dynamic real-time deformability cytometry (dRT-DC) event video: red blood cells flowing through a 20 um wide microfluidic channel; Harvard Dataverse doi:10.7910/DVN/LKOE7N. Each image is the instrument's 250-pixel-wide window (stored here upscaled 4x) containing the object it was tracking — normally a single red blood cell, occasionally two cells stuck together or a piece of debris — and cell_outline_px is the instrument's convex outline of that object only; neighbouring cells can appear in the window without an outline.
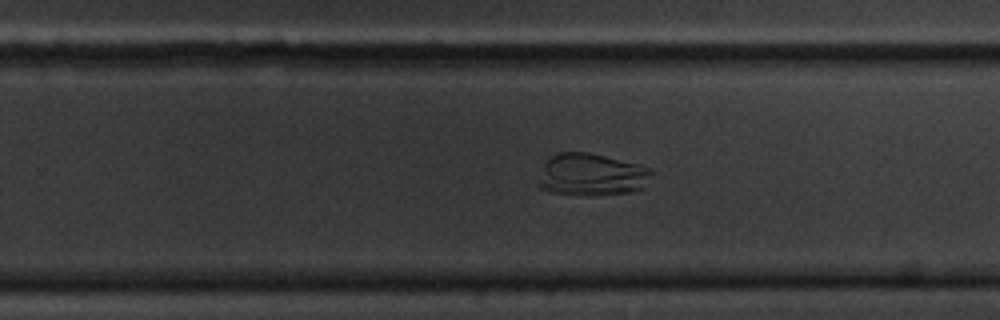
{"species": "common noctule bat (a hibernating species)", "species_latin": "Nyctalus noctula", "temperature_condition": "cold", "stored_images_in_passage": 46, "camera_frame_rate_fps": 3000, "um_per_image_px": 0.085, "animal": {"sex": "male", "body_mass_g": 20.1, "forearm_length_mm": 53.5}, "frame": {"image": 1, "passage_image": 25, "time_ms": 8.0, "image_size_px": [1000, 320], "cell_outline_px": [[656, 172], [644, 188], [632, 192], [588, 196], [548, 192], [536, 188], [536, 184], [544, 164], [548, 156], [556, 152], [588, 152], [640, 164]], "centroid_in_image_um": [50.27, 14.86], "position_along_channel_um": 279.5, "area_um2": 28.78}}
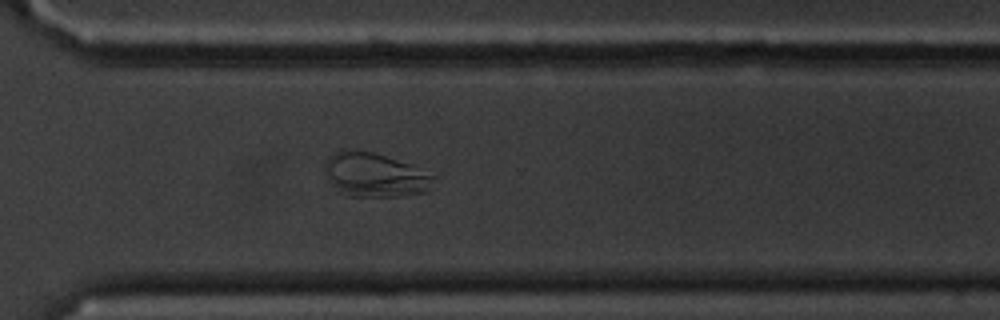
{"frame": {"image": 2, "passage_image": 30, "time_ms": 9.667, "image_size_px": [1000, 320], "cell_outline_px": [[436, 176], [428, 192], [400, 196], [344, 196], [328, 184], [324, 168], [324, 164], [328, 156], [336, 152], [372, 152], [408, 164]], "centroid_in_image_um": [31.83, 14.92], "position_along_channel_um": 338.8, "area_um2": 27.69}}